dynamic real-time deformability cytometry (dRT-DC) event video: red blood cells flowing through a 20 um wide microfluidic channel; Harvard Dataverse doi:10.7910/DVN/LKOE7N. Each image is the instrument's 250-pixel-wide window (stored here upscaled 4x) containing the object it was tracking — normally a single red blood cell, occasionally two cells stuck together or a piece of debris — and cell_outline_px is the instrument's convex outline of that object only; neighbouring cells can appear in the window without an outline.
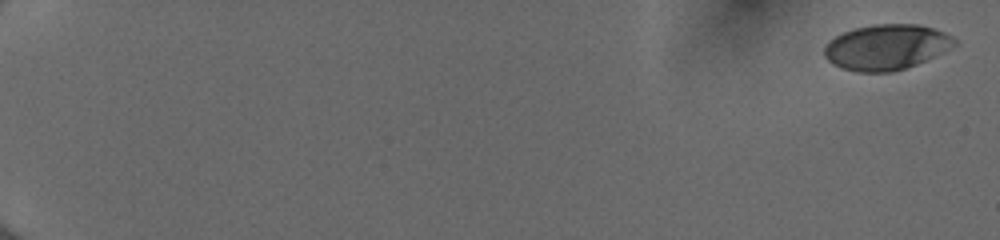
{"species": "human", "species_latin": "Homo sapiens", "temperature_condition": "cold", "stored_images_in_passage": 54, "camera_frame_rate_fps": 3000, "um_per_image_px": 0.085, "donor": {"sex": "female"}, "frame": {"image": 1, "passage_image": 1, "time_ms": 0.0, "image_size_px": [1000, 240], "cell_outline_px": [[956, 44], [944, 52], [916, 64], [892, 72], [856, 72], [840, 68], [832, 64], [824, 56], [824, 48], [836, 36], [844, 32], [856, 28], [876, 24], [916, 24], [932, 28], [944, 32], [952, 36], [956, 40]], "centroid_in_image_um": [75.34, 4.02], "position_along_channel_um": 9.7, "area_um2": 34.22}}
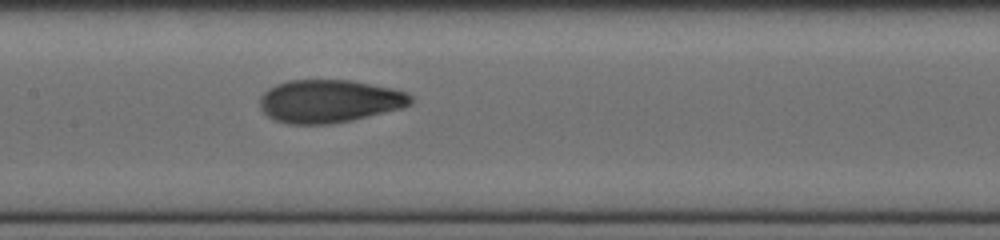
{"frame": {"image": 2, "passage_image": 30, "time_ms": 9.667, "image_size_px": [1000, 240], "cell_outline_px": [[412, 104], [404, 108], [352, 120], [332, 124], [288, 124], [272, 120], [260, 108], [260, 96], [268, 88], [276, 84], [288, 80], [352, 80], [392, 88], [408, 92], [412, 96]], "centroid_in_image_um": [28.0, 8.6], "position_along_channel_um": 179.4, "area_um2": 38.21}}
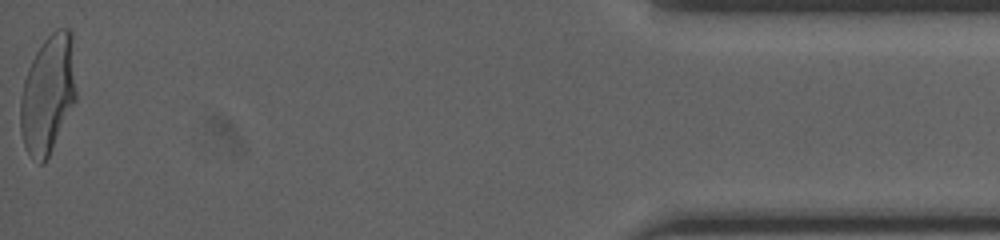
{"frame": {"image": 3, "passage_image": 54, "time_ms": 17.667, "image_size_px": [1000, 240], "cell_outline_px": [[76, 100], [44, 164], [40, 164], [28, 152], [24, 144], [20, 132], [20, 96], [24, 80], [28, 68], [36, 52], [44, 40], [56, 28], [68, 28], [72, 32], [76, 92]], "centroid_in_image_um": [4.07, 7.98], "position_along_channel_um": 431.1, "area_um2": 38.38}, "authors_computed_cell_mechanics": {"area_um2": 36.8186, "velocity_mm_per_s": 4.0259, "shape_relaxation_time_tau1_ms": 6.2372, "shape_relaxation_time_tau2_ms": 0.8341, "deformation_change_tau1": 0.2063, "deformation_change_tau2": 0.0567}}